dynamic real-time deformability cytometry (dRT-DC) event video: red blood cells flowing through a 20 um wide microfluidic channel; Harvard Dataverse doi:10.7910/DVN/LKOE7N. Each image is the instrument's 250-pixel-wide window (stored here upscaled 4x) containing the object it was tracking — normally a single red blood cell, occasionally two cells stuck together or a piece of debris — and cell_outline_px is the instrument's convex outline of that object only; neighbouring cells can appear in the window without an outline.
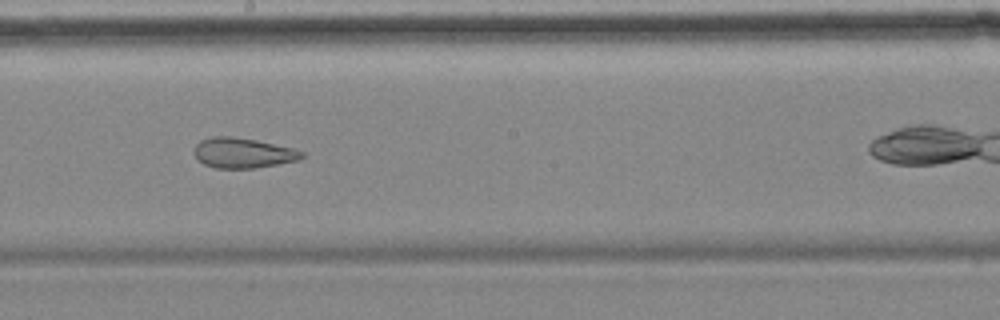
{"species": "common noctule bat (a hibernating species)", "species_latin": "Nyctalus noctula", "temperature_condition": "cold", "stored_images_in_passage": 9, "camera_frame_rate_fps": 3000, "um_per_image_px": 0.085, "animal": {"sex": "female", "body_mass_g": 18.4}, "frame": {"image": 1, "passage_image": 6, "time_ms": 5.667, "image_size_px": [1000, 320], "cell_outline_px": [[304, 156], [300, 160], [256, 168], [216, 168], [204, 164], [196, 156], [196, 144], [200, 140], [212, 136], [232, 136], [256, 140], [292, 148], [304, 152]], "centroid_in_image_um": [20.68, 13.0], "position_along_channel_um": 227.5, "area_um2": 18.79}}
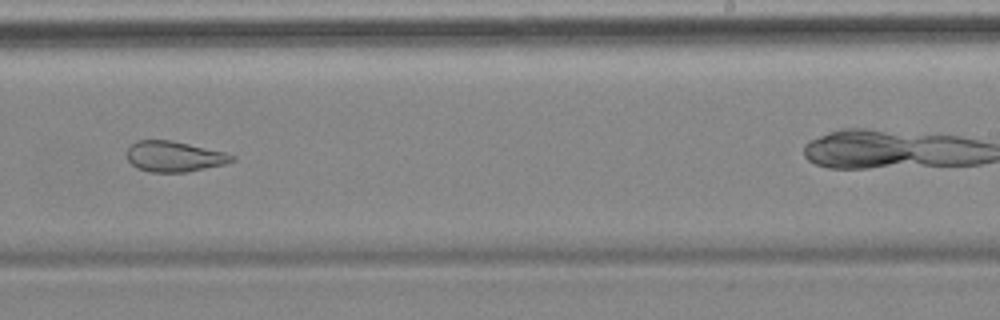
{"frame": {"image": 2, "passage_image": 7, "time_ms": 7.0, "image_size_px": [1000, 320], "cell_outline_px": [[236, 160], [224, 164], [188, 172], [148, 172], [136, 168], [128, 160], [128, 148], [136, 140], [172, 140], [224, 152], [236, 156]], "centroid_in_image_um": [14.81, 13.3], "position_along_channel_um": 274.2, "area_um2": 18.73}}